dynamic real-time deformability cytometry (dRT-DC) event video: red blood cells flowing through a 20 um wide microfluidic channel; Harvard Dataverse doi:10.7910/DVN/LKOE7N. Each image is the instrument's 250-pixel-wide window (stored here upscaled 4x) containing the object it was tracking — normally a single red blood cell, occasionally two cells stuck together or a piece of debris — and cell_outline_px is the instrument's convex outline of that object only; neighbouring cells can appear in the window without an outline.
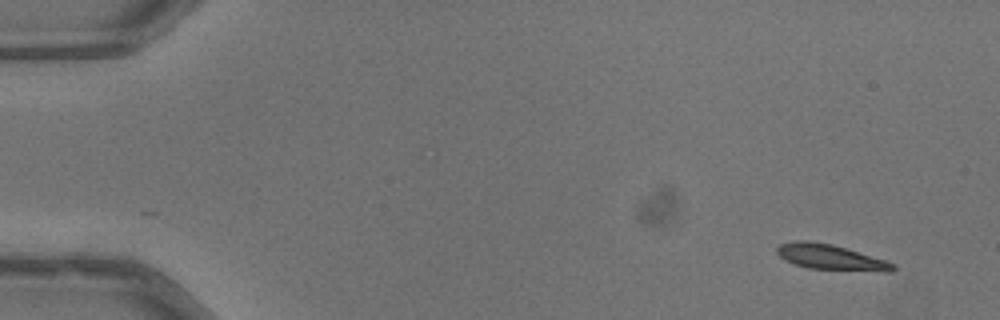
{"species": "common noctule bat (a hibernating species)", "species_latin": "Nyctalus noctula", "temperature_condition": "warm", "stored_images_in_passage": 50, "camera_frame_rate_fps": 3000, "um_per_image_px": 0.085, "animal": {"sex": "male", "body_mass_g": 13.3}, "frame": {"image": 1, "passage_image": 1, "time_ms": 0.0, "image_size_px": [1000, 320], "cell_outline_px": [[896, 268], [892, 272], [884, 272], [808, 268], [784, 260], [776, 252], [776, 248], [780, 244], [792, 240], [808, 240], [832, 244], [888, 260], [896, 264]], "centroid_in_image_um": [70.65, 21.86], "position_along_channel_um": 14.4, "area_um2": 17.46}}
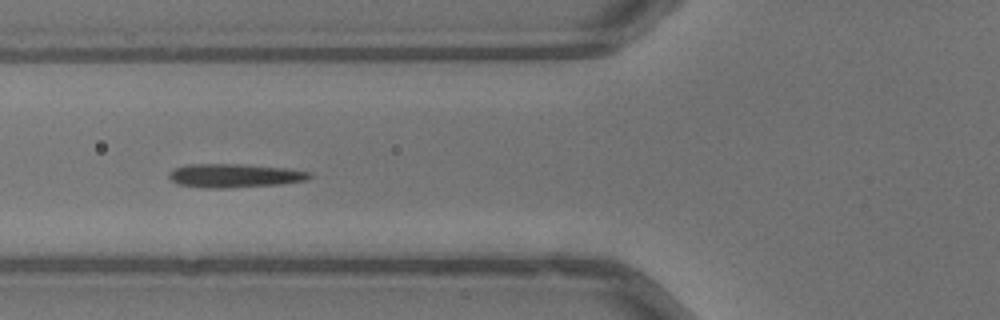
{"frame": {"image": 2, "passage_image": 18, "time_ms": 5.667, "image_size_px": [1000, 320], "cell_outline_px": [[312, 176], [304, 180], [280, 184], [224, 188], [204, 188], [176, 184], [168, 176], [176, 168], [188, 164], [240, 164], [288, 168], [312, 172]], "centroid_in_image_um": [19.95, 14.93], "position_along_channel_um": 105.8, "area_um2": 19.31}}
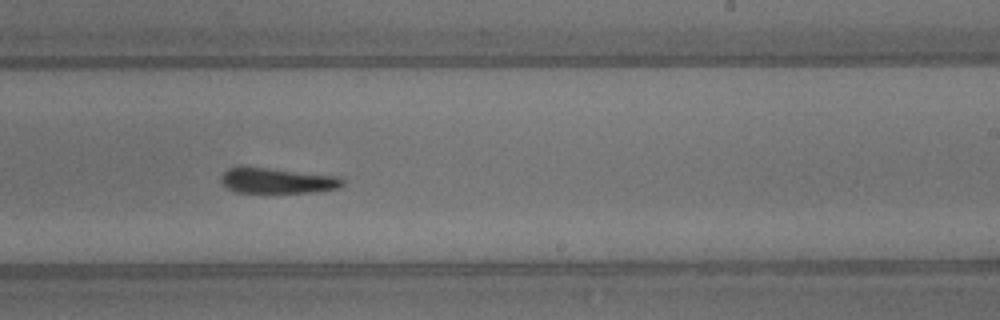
{"frame": {"image": 3, "passage_image": 30, "time_ms": 9.667, "image_size_px": [1000, 320], "cell_outline_px": [[344, 184], [340, 188], [312, 192], [236, 192], [228, 188], [220, 180], [220, 176], [228, 168], [264, 168], [340, 176], [344, 180]], "centroid_in_image_um": [23.62, 15.37], "position_along_channel_um": 265.4, "area_um2": 17.63}, "authors_computed_cell_mechanics": {"area_um2": 18.0336, "velocity_mm_per_s": 3.9944, "shape_relaxation_time_tau1_ms": 3.6835, "shape_relaxation_time_tau2_ms": 3.7276, "deformation_change_tau1": 0.1614, "deformation_change_tau2": 0.111}}